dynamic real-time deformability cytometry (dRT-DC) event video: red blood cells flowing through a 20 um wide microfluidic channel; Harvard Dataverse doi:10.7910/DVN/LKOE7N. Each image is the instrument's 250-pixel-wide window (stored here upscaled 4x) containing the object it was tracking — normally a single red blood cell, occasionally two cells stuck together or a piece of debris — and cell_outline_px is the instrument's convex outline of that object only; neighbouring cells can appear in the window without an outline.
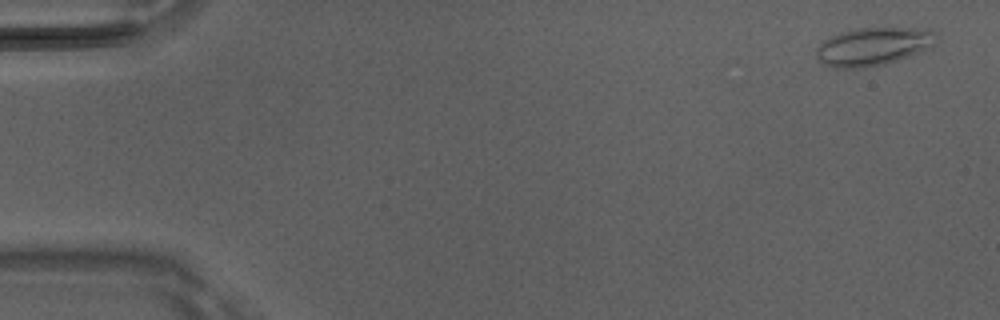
{"species": "Egyptian fruit bat (a non-hibernating species)", "species_latin": "Rousettus aegyptiacus", "temperature_condition": "room temperature", "stored_images_in_passage": 4, "camera_frame_rate_fps": 3000, "um_per_image_px": 0.085, "animal": {"sex": "male"}, "frame": {"image": 1, "passage_image": 1, "time_ms": 0.0, "image_size_px": [1000, 320], "cell_outline_px": [[936, 32], [932, 44], [928, 48], [920, 52], [884, 64], [864, 68], [836, 68], [824, 64], [816, 60], [816, 48], [824, 40], [840, 32], [860, 28], [932, 28]], "centroid_in_image_um": [74.19, 3.95], "position_along_channel_um": 10.8, "area_um2": 26.53}}